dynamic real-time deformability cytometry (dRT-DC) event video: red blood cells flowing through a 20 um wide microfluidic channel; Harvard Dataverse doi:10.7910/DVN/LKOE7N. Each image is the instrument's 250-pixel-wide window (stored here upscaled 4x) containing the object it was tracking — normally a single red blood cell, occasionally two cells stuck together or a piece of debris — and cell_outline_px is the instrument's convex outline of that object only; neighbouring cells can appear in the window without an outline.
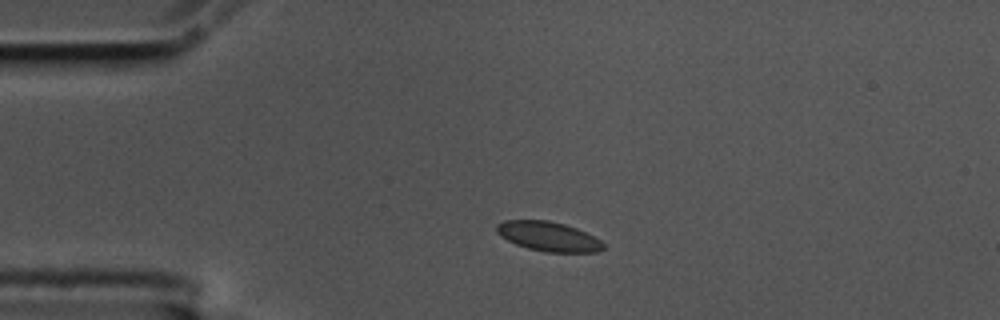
{"species": "common noctule bat (a hibernating species)", "species_latin": "Nyctalus noctula", "temperature_condition": "cold", "stored_images_in_passage": 3, "camera_frame_rate_fps": 3000, "um_per_image_px": 0.085, "animal": {"sex": "male", "body_mass_g": 17.5, "forearm_length_mm": 52.3}, "frame": {"image": 1, "passage_image": 2, "time_ms": 0.333, "image_size_px": [1000, 320], "cell_outline_px": [[604, 248], [596, 252], [544, 252], [528, 248], [516, 244], [500, 236], [496, 232], [496, 224], [504, 220], [548, 220], [564, 224], [576, 228], [600, 240], [604, 244]], "centroid_in_image_um": [46.58, 20.09], "position_along_channel_um": 38.4, "area_um2": 18.26}}